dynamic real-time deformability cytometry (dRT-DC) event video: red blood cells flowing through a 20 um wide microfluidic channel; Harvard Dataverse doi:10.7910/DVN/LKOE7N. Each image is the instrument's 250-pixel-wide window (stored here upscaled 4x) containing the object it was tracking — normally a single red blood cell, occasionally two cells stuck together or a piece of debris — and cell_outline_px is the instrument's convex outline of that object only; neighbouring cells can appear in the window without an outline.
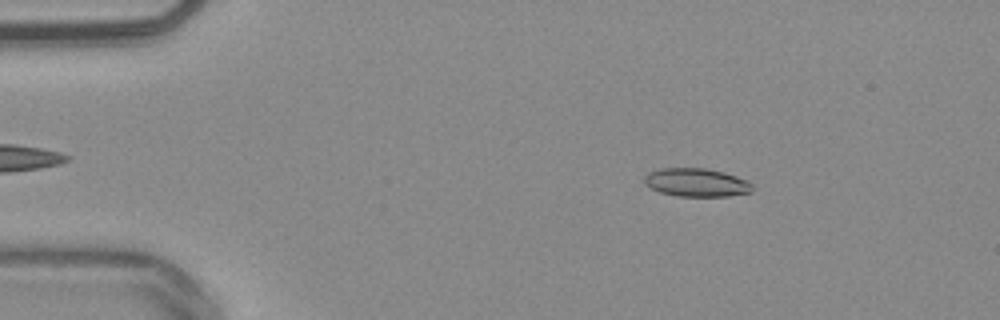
{"species": "common noctule bat (a hibernating species)", "species_latin": "Nyctalus noctula", "temperature_condition": "warm", "stored_images_in_passage": 52, "camera_frame_rate_fps": 3000, "um_per_image_px": 0.085, "animal": {"sex": "male", "body_mass_g": 20.4}, "frame": {"image": 1, "passage_image": 8, "time_ms": 2.333, "image_size_px": [1000, 320], "cell_outline_px": [[752, 192], [728, 196], [676, 196], [660, 192], [644, 184], [644, 176], [648, 172], [660, 168], [704, 168], [724, 172], [748, 180], [752, 184]], "centroid_in_image_um": [59.19, 15.51], "position_along_channel_um": 25.8, "area_um2": 17.92}}
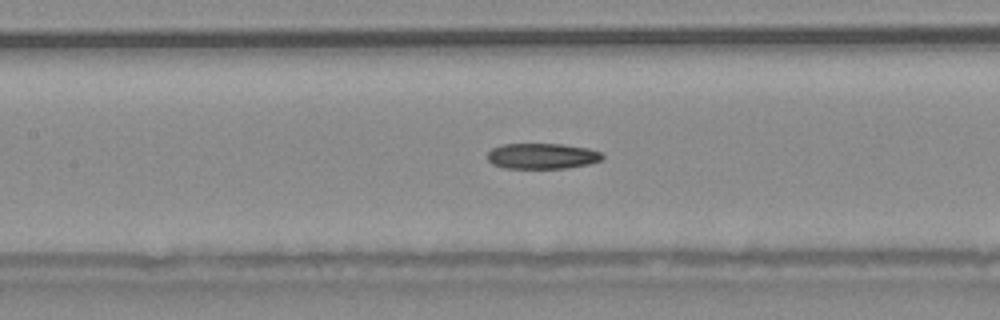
{"frame": {"image": 2, "passage_image": 24, "time_ms": 7.667, "image_size_px": [1000, 320], "cell_outline_px": [[604, 156], [600, 160], [588, 164], [564, 168], [504, 168], [492, 164], [488, 160], [488, 152], [492, 148], [504, 144], [560, 144], [588, 148], [600, 152]], "centroid_in_image_um": [46.05, 13.26], "position_along_channel_um": 161.3, "area_um2": 17.05}}
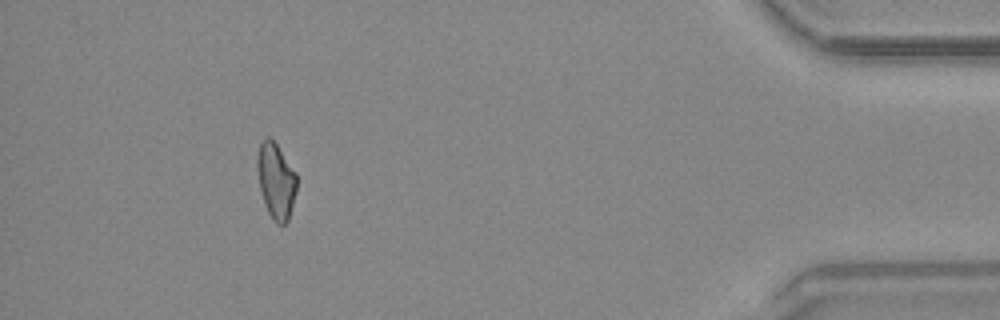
{"frame": {"image": 3, "passage_image": 48, "time_ms": 15.667, "image_size_px": [1000, 320], "cell_outline_px": [[296, 192], [288, 220], [284, 224], [276, 224], [272, 220], [264, 204], [260, 188], [256, 164], [256, 160], [260, 140], [264, 136], [268, 136], [276, 144], [296, 172]], "centroid_in_image_um": [23.44, 15.35], "position_along_channel_um": 411.8, "area_um2": 17.51}, "authors_computed_cell_mechanics": {"area_um2": 17.7157, "velocity_mm_per_s": 3.8484, "shape_relaxation_time_tau1_ms": null, "shape_relaxation_time_tau2_ms": 7.1048, "deformation_change_tau1": null, "deformation_change_tau2": 0.155}}